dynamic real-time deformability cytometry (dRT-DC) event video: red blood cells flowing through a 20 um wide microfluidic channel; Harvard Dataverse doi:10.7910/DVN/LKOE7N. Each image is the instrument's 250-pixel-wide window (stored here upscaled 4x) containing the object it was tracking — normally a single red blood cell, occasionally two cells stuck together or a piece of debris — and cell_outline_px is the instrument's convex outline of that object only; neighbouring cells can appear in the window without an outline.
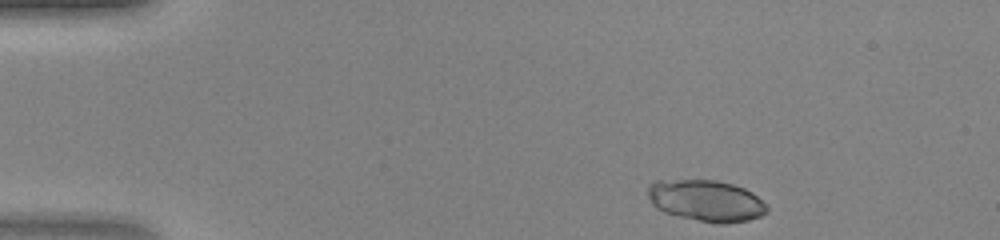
{"species": "human", "species_latin": "Homo sapiens", "temperature_condition": "warm", "stored_images_in_passage": 25, "camera_frame_rate_fps": 3000, "um_per_image_px": 0.085, "donor": {"sex": "female"}, "frame": {"image": 1, "passage_image": 1, "time_ms": 0.0, "image_size_px": [1000, 240], "cell_outline_px": [[768, 212], [760, 216], [748, 220], [728, 224], [716, 224], [680, 216], [664, 212], [656, 208], [652, 204], [648, 196], [648, 184], [656, 180], [716, 180], [732, 184], [744, 188], [752, 192], [768, 208]], "centroid_in_image_um": [60.0, 17.06], "position_along_channel_um": 25.0, "area_um2": 28.78}}
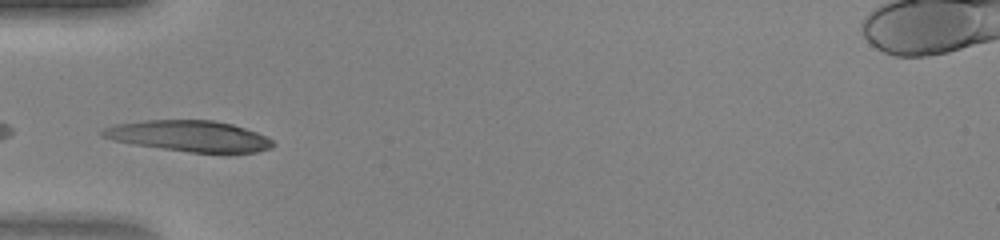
{"frame": {"image": 2, "passage_image": 10, "time_ms": 3.0, "image_size_px": [1000, 240], "cell_outline_px": [[276, 144], [272, 148], [256, 152], [228, 156], [224, 156], [188, 152], [136, 144], [112, 140], [100, 136], [100, 132], [104, 128], [116, 124], [144, 120], [212, 120], [232, 124], [268, 136]], "centroid_in_image_um": [16.2, 11.6], "position_along_channel_um": 68.8, "area_um2": 31.62}}